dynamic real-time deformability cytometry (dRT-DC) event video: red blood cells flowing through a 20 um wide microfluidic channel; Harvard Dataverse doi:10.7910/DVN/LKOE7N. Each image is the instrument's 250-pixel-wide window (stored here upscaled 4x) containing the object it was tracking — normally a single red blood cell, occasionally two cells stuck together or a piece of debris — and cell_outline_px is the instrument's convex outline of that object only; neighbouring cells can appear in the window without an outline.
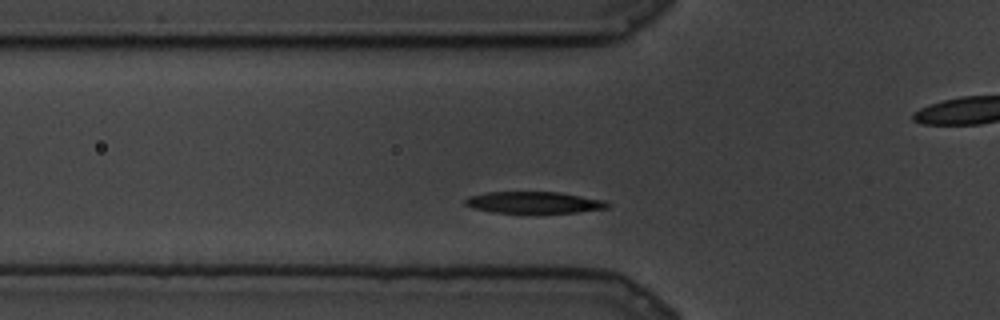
{"species": "common noctule bat (a hibernating species)", "species_latin": "Nyctalus noctula", "temperature_condition": "cold", "stored_images_in_passage": 55, "camera_frame_rate_fps": 3000, "um_per_image_px": 0.085, "animal": {"sex": "male", "body_mass_g": 19.5, "forearm_length_mm": 54.6}, "frame": {"image": 1, "passage_image": 2, "time_ms": 0.333, "image_size_px": [1000, 320], "cell_outline_px": [[608, 208], [576, 212], [492, 212], [472, 208], [464, 204], [464, 200], [468, 196], [488, 192], [560, 192], [604, 200], [608, 204]], "centroid_in_image_um": [45.34, 17.2], "position_along_channel_um": 80.5, "area_um2": 17.69}}
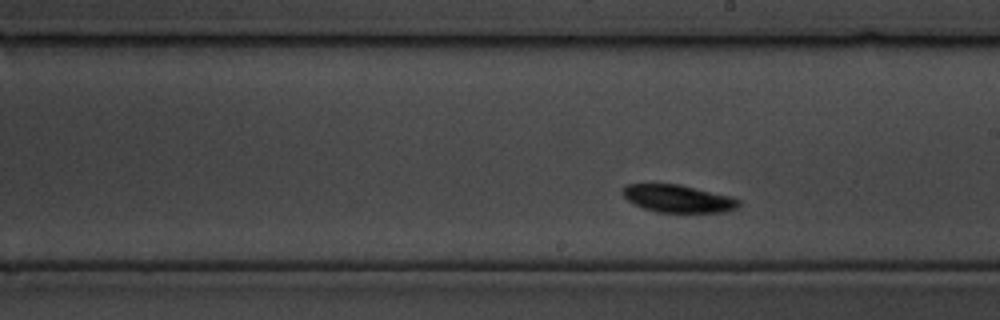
{"frame": {"image": 2, "passage_image": 23, "time_ms": 7.333, "image_size_px": [1000, 320], "cell_outline_px": [[740, 204], [736, 208], [724, 212], [656, 212], [632, 204], [620, 192], [628, 184], [680, 184], [732, 196], [740, 200]], "centroid_in_image_um": [57.64, 16.88], "position_along_channel_um": 231.4, "area_um2": 18.73}}
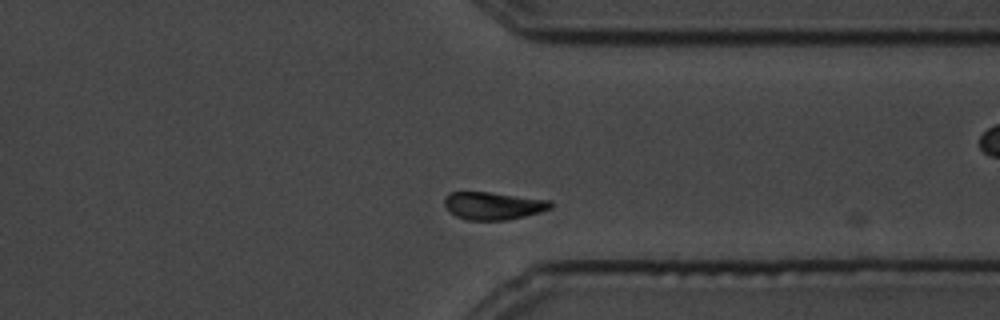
{"frame": {"image": 3, "passage_image": 42, "time_ms": 13.667, "image_size_px": [1000, 320], "cell_outline_px": [[552, 208], [540, 212], [524, 216], [504, 220], [468, 220], [456, 216], [444, 204], [444, 200], [448, 192], [488, 192], [552, 200]], "centroid_in_image_um": [41.95, 17.48], "position_along_channel_um": 369.5, "area_um2": 16.99}}